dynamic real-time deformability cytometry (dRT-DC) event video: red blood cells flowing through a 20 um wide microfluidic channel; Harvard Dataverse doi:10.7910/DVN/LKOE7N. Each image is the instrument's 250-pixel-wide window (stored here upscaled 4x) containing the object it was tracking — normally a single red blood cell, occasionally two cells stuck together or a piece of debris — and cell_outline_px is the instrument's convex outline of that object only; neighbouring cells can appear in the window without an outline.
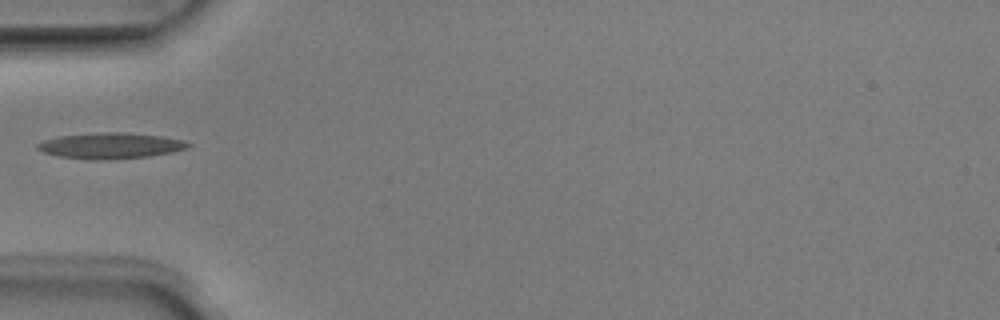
{"species": "Egyptian fruit bat (a non-hibernating species)", "species_latin": "Rousettus aegyptiacus", "temperature_condition": "room temperature", "stored_images_in_passage": 32, "camera_frame_rate_fps": 3000, "um_per_image_px": 0.085, "animal": {"sex": "male"}, "frame": {"image": 1, "passage_image": 1, "time_ms": 0.0, "image_size_px": [1000, 320], "cell_outline_px": [[192, 144], [188, 148], [172, 152], [148, 156], [112, 160], [92, 160], [60, 156], [44, 152], [36, 148], [36, 144], [44, 140], [60, 136], [104, 132], [124, 132], [160, 136], [184, 140]], "centroid_in_image_um": [9.42, 12.39], "position_along_channel_um": 75.6, "area_um2": 22.66}}
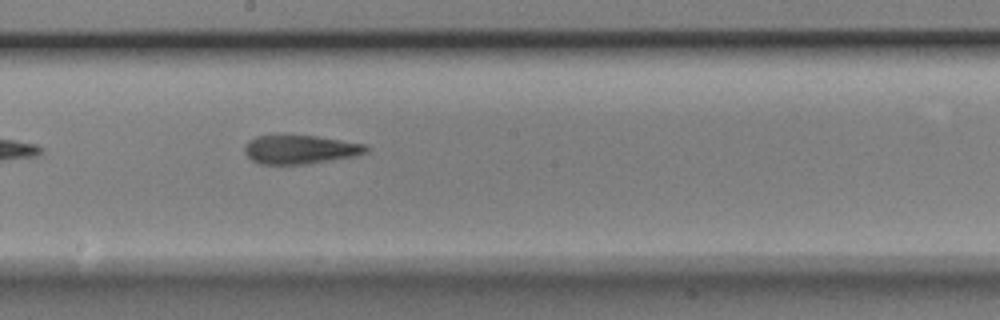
{"frame": {"image": 2, "passage_image": 12, "time_ms": 3.667, "image_size_px": [1000, 320], "cell_outline_px": [[368, 152], [356, 156], [308, 164], [260, 164], [252, 160], [244, 152], [244, 144], [248, 140], [256, 136], [316, 136], [364, 144], [368, 148]], "centroid_in_image_um": [25.5, 12.72], "position_along_channel_um": 222.7, "area_um2": 20.29}}
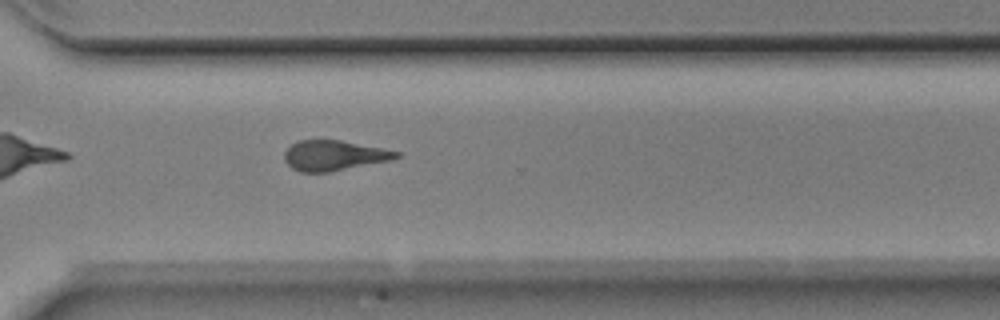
{"frame": {"image": 3, "passage_image": 21, "time_ms": 6.667, "image_size_px": [1000, 320], "cell_outline_px": [[400, 156], [392, 160], [328, 172], [300, 172], [292, 168], [284, 160], [284, 152], [296, 140], [340, 140], [400, 152]], "centroid_in_image_um": [28.36, 13.22], "position_along_channel_um": 342.2, "area_um2": 19.54}}